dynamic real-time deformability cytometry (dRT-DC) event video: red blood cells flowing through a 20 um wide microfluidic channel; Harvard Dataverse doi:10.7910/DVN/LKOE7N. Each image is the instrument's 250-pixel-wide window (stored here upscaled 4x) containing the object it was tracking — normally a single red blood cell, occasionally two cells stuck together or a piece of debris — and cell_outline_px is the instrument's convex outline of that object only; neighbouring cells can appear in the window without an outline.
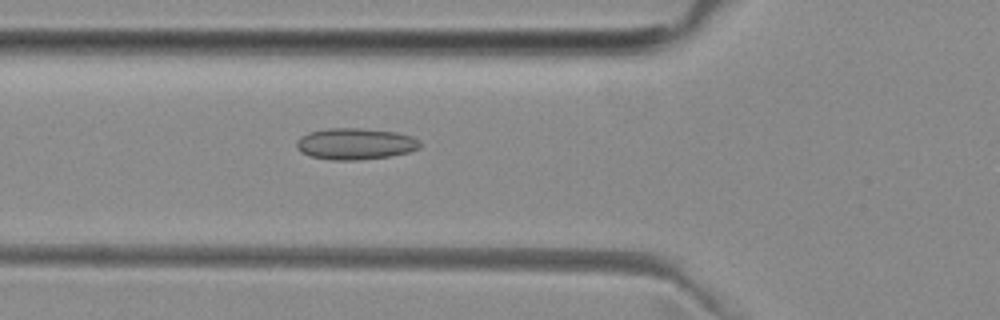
{"species": "common noctule bat (a hibernating species)", "species_latin": "Nyctalus noctula", "temperature_condition": "room temperature", "stored_images_in_passage": 29, "camera_frame_rate_fps": 3000, "um_per_image_px": 0.085, "animal": {"sex": "female", "body_mass_g": 29.2, "forearm_length_mm": 56.3}, "frame": {"image": 1, "passage_image": 3, "time_ms": 0.667, "image_size_px": [1000, 320], "cell_outline_px": [[420, 148], [408, 152], [388, 156], [360, 160], [332, 160], [308, 156], [300, 152], [296, 144], [296, 140], [300, 136], [308, 132], [328, 128], [360, 128], [396, 132], [412, 136], [420, 144]], "centroid_in_image_um": [30.14, 12.22], "position_along_channel_um": 95.7, "area_um2": 22.66}}
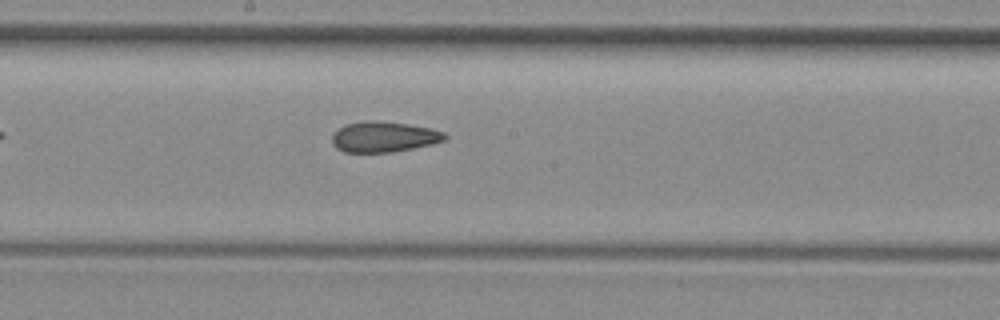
{"frame": {"image": 2, "passage_image": 12, "time_ms": 3.667, "image_size_px": [1000, 320], "cell_outline_px": [[448, 136], [444, 140], [432, 144], [392, 152], [344, 152], [336, 148], [332, 144], [332, 136], [344, 124], [368, 120], [372, 120], [408, 124], [428, 128], [444, 132]], "centroid_in_image_um": [32.61, 11.63], "position_along_channel_um": 215.6, "area_um2": 19.94}}
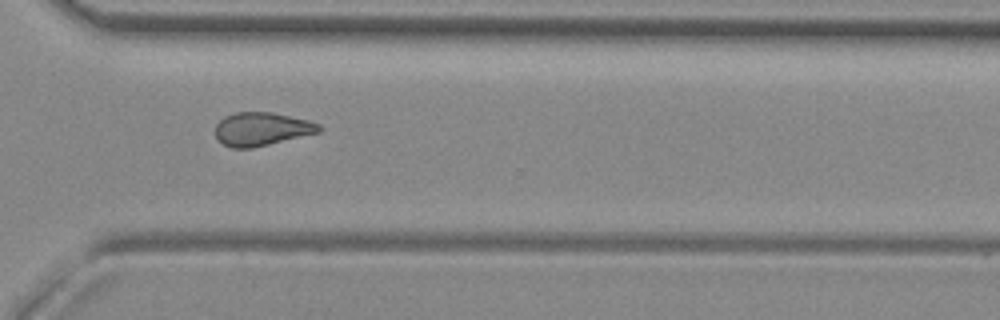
{"frame": {"image": 3, "passage_image": 22, "time_ms": 7.0, "image_size_px": [1000, 320], "cell_outline_px": [[324, 128], [320, 132], [252, 148], [232, 148], [216, 140], [216, 124], [224, 116], [236, 112], [272, 112], [308, 120], [320, 124]], "centroid_in_image_um": [22.24, 10.96], "position_along_channel_um": 348.4, "area_um2": 20.23}, "authors_computed_cell_mechanics": {"area_um2": 20.23, "velocity_mm_per_s": 3.9875, "shape_relaxation_time_tau1_ms": null, "shape_relaxation_time_tau2_ms": 3.0818, "deformation_change_tau1": null, "deformation_change_tau2": 0.0906}}